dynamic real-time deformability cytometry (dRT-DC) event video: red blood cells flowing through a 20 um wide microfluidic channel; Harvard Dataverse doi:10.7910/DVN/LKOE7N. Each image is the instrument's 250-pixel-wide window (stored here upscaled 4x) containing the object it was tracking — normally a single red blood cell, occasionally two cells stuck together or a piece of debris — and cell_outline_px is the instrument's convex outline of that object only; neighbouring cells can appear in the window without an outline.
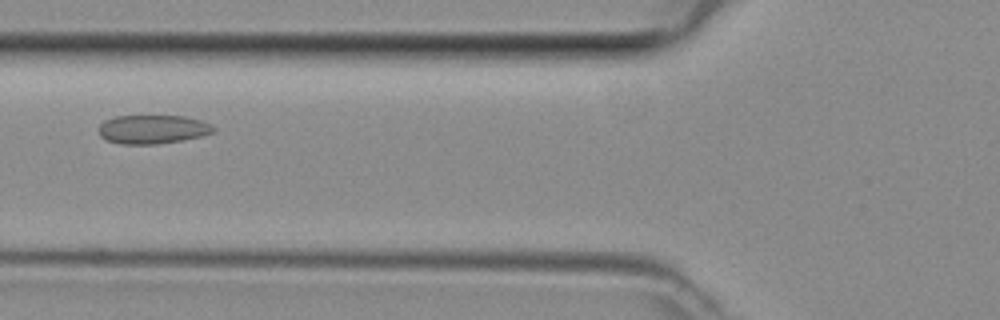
{"species": "common noctule bat (a hibernating species)", "species_latin": "Nyctalus noctula", "temperature_condition": "room temperature", "stored_images_in_passage": 36, "camera_frame_rate_fps": 3000, "um_per_image_px": 0.085, "animal": {"sex": "female", "body_mass_g": 29.2, "forearm_length_mm": 56.3}, "frame": {"image": 1, "passage_image": 7, "time_ms": 2.0, "image_size_px": [1000, 320], "cell_outline_px": [[216, 128], [212, 132], [200, 136], [180, 140], [156, 144], [120, 144], [104, 140], [100, 136], [100, 124], [104, 120], [116, 116], [184, 116], [200, 120]], "centroid_in_image_um": [12.92, 10.99], "position_along_channel_um": 112.9, "area_um2": 19.07}}
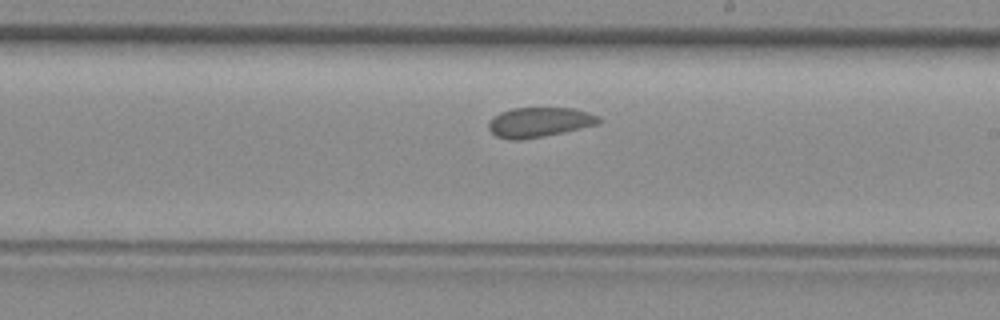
{"frame": {"image": 2, "passage_image": 16, "time_ms": 5.0, "image_size_px": [1000, 320], "cell_outline_px": [[600, 120], [596, 124], [580, 128], [520, 140], [512, 140], [496, 136], [488, 128], [488, 124], [492, 116], [500, 112], [512, 108], [572, 108], [588, 112], [600, 116]], "centroid_in_image_um": [45.79, 10.37], "position_along_channel_um": 243.2, "area_um2": 18.84}}
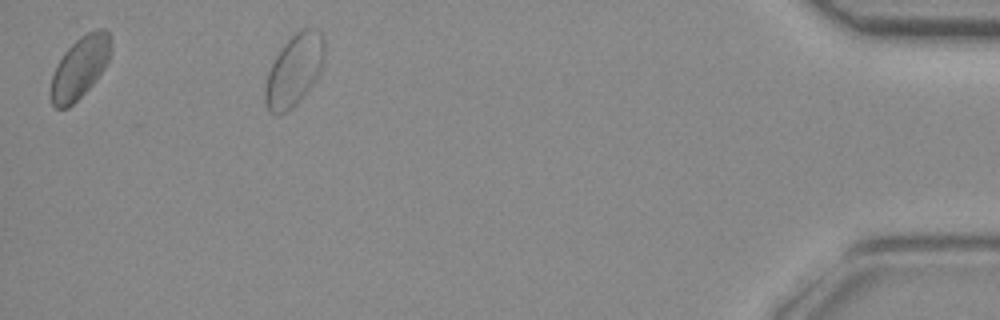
{"frame": {"image": 3, "passage_image": 32, "time_ms": 10.333, "image_size_px": [1000, 320], "cell_outline_px": [[324, 56], [320, 68], [312, 84], [284, 112], [276, 116], [268, 112], [264, 104], [264, 88], [268, 72], [276, 56], [284, 44], [296, 32], [304, 28], [312, 28], [320, 32], [324, 36]], "centroid_in_image_um": [24.96, 5.95], "position_along_channel_um": 410.2, "area_um2": 24.04}}